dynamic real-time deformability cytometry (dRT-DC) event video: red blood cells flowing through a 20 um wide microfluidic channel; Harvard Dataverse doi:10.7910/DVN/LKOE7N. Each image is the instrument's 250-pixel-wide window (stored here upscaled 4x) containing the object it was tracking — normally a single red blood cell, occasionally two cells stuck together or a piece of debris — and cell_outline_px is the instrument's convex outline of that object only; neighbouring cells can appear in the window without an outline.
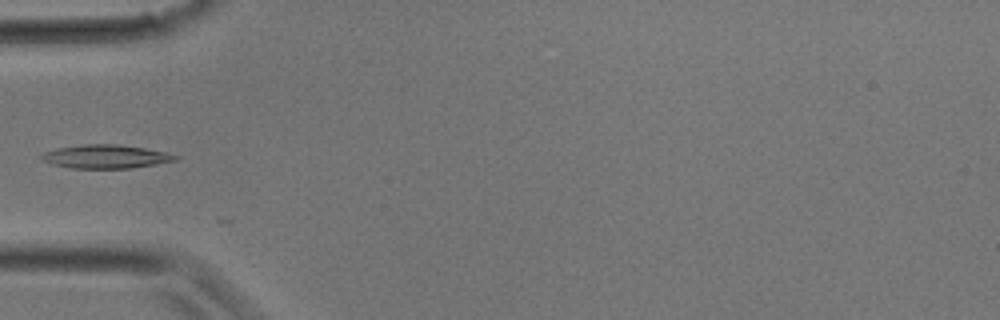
{"species": "common noctule bat (a hibernating species)", "species_latin": "Nyctalus noctula", "temperature_condition": "room temperature", "stored_images_in_passage": 11, "camera_frame_rate_fps": 3000, "um_per_image_px": 0.085, "animal": {"sex": "male", "body_mass_g": 17.9}, "frame": {"image": 1, "passage_image": 10, "time_ms": 3.0, "image_size_px": [1000, 320], "cell_outline_px": [[180, 160], [132, 168], [72, 168], [52, 164], [36, 156], [44, 152], [60, 148], [84, 144], [116, 144], [144, 148], [168, 152], [180, 156]], "centroid_in_image_um": [9.04, 13.31], "position_along_channel_um": 76.0, "area_um2": 18.44}}